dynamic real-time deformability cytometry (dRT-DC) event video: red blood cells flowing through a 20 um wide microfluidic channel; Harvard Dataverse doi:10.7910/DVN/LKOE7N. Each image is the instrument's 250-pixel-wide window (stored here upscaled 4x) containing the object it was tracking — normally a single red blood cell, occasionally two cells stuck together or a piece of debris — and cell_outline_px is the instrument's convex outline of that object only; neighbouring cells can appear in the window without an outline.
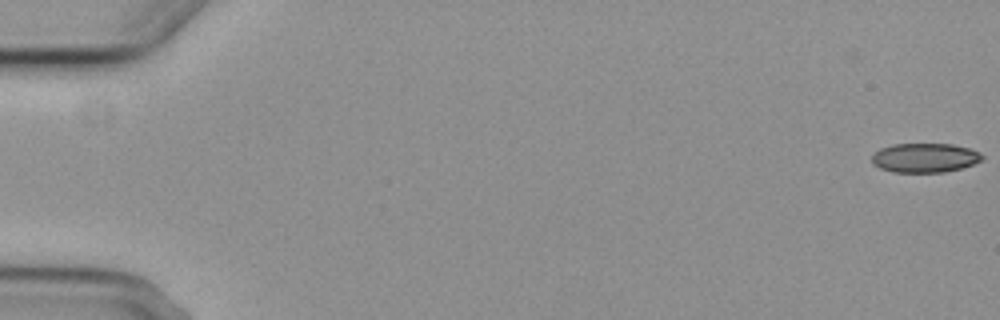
{"species": "common noctule bat (a hibernating species)", "species_latin": "Nyctalus noctula", "temperature_condition": "cold", "stored_images_in_passage": 7, "camera_frame_rate_fps": 3000, "um_per_image_px": 0.085, "animal": {"sex": "female", "body_mass_g": 29.2, "forearm_length_mm": 56.3}, "frame": {"image": 1, "passage_image": 1, "time_ms": 0.0, "image_size_px": [1000, 320], "cell_outline_px": [[984, 156], [980, 160], [972, 164], [960, 168], [944, 172], [892, 172], [880, 168], [872, 164], [872, 156], [880, 148], [892, 144], [952, 144], [968, 148], [980, 152]], "centroid_in_image_um": [78.58, 13.41], "position_along_channel_um": 6.4, "area_um2": 18.73}}
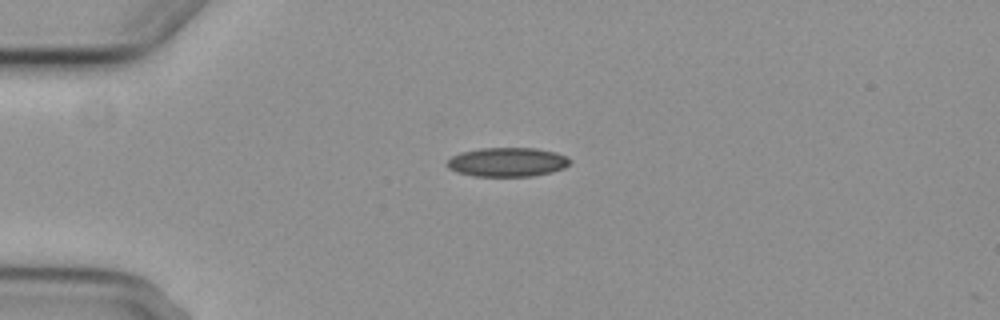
{"frame": {"image": 2, "passage_image": 5, "time_ms": 4.667, "image_size_px": [1000, 320], "cell_outline_px": [[572, 160], [564, 168], [552, 172], [532, 176], [472, 176], [456, 172], [448, 168], [448, 160], [452, 156], [460, 152], [480, 148], [536, 148], [556, 152], [568, 156]], "centroid_in_image_um": [43.14, 13.77], "position_along_channel_um": 41.9, "area_um2": 20.98}}
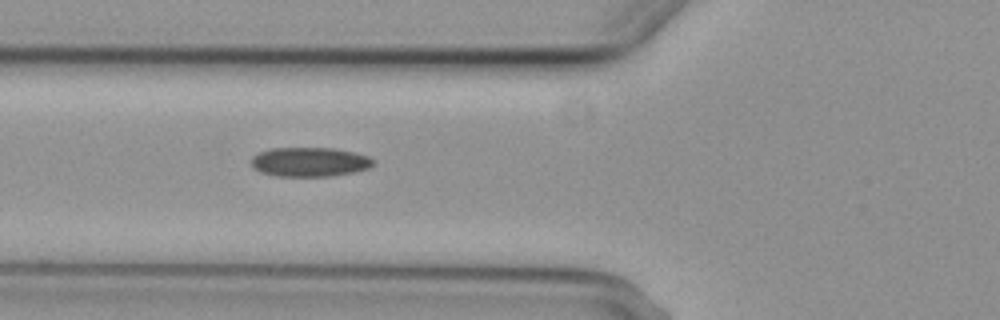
{"frame": {"image": 3, "passage_image": 7, "time_ms": 7.0, "image_size_px": [1000, 320], "cell_outline_px": [[372, 164], [368, 168], [352, 172], [332, 176], [276, 176], [260, 172], [252, 164], [252, 156], [256, 152], [268, 148], [332, 148], [352, 152], [368, 156], [372, 160]], "centroid_in_image_um": [26.25, 13.76], "position_along_channel_um": 99.5, "area_um2": 20.69}}